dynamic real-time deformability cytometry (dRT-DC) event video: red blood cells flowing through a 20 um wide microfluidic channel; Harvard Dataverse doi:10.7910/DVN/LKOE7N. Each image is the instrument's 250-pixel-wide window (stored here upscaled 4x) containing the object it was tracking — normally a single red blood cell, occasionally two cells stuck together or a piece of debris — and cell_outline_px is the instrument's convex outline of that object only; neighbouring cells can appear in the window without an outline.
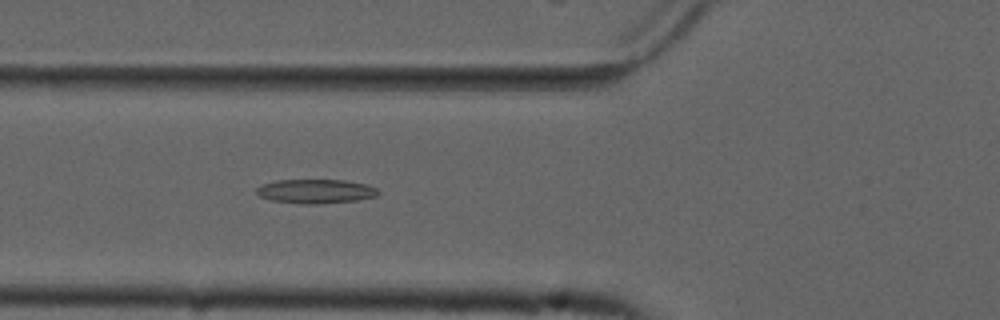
{"species": "common noctule bat (a hibernating species)", "species_latin": "Nyctalus noctula", "temperature_condition": "cold", "stored_images_in_passage": 55, "camera_frame_rate_fps": 3000, "um_per_image_px": 0.085, "animal": {"sex": "male", "forearm_length_mm": 52.5}, "frame": {"image": 1, "passage_image": 21, "time_ms": 6.667, "image_size_px": [1000, 320], "cell_outline_px": [[380, 192], [376, 196], [356, 200], [316, 204], [304, 204], [272, 200], [260, 196], [256, 192], [256, 188], [264, 184], [276, 180], [348, 180], [364, 184], [376, 188]], "centroid_in_image_um": [26.84, 16.25], "position_along_channel_um": 99.0, "area_um2": 16.94}}
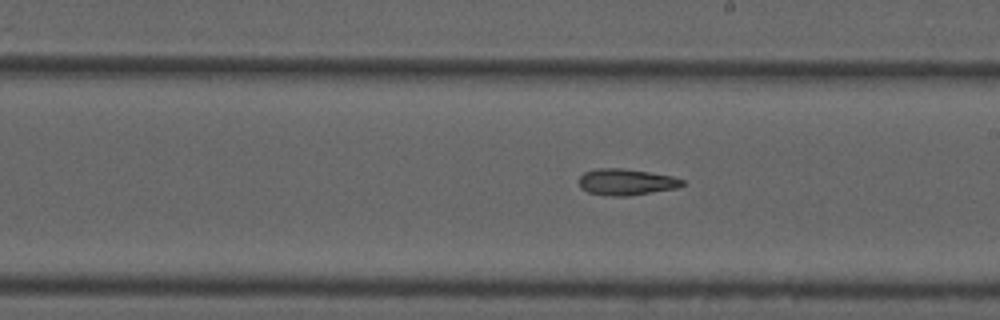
{"frame": {"image": 2, "passage_image": 32, "time_ms": 10.333, "image_size_px": [1000, 320], "cell_outline_px": [[684, 184], [680, 188], [628, 196], [612, 196], [588, 192], [580, 188], [580, 176], [584, 172], [600, 168], [620, 168], [648, 172], [672, 176], [684, 180]], "centroid_in_image_um": [53.26, 15.48], "position_along_channel_um": 235.7, "area_um2": 15.84}}
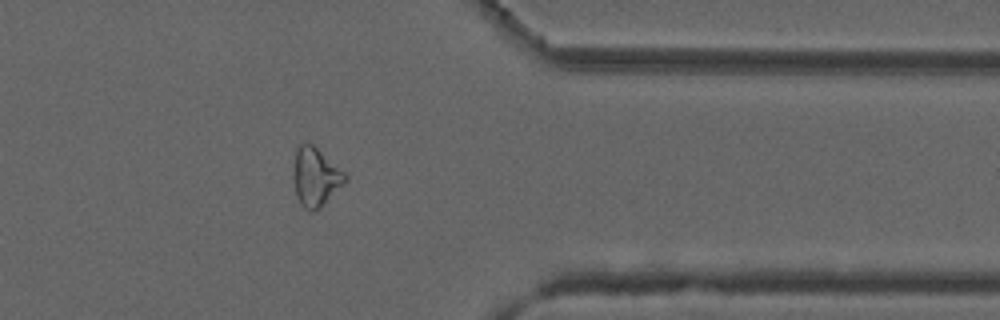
{"frame": {"image": 3, "passage_image": 45, "time_ms": 14.667, "image_size_px": [1000, 320], "cell_outline_px": [[348, 180], [320, 208], [312, 212], [304, 208], [300, 204], [296, 196], [292, 176], [296, 148], [300, 144], [308, 140], [344, 172], [348, 176]], "centroid_in_image_um": [26.8, 15.04], "position_along_channel_um": 384.6, "area_um2": 17.92}}